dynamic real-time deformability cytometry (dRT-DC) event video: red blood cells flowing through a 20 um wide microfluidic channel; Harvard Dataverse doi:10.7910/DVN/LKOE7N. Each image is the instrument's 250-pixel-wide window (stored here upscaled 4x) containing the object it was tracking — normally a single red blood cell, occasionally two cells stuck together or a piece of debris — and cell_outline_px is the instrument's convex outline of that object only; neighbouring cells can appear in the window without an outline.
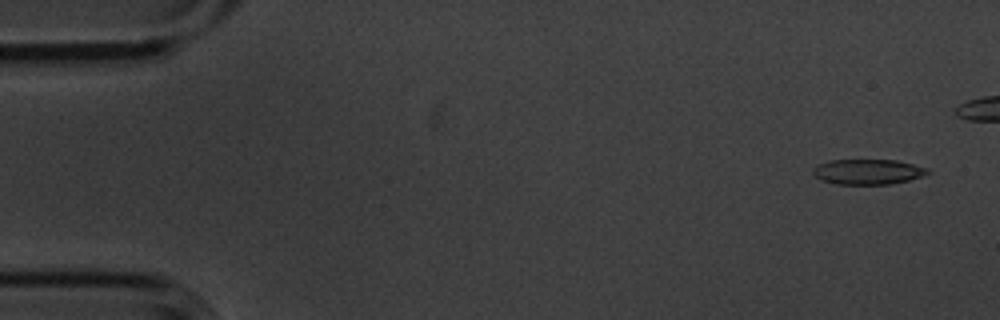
{"species": "common noctule bat (a hibernating species)", "species_latin": "Nyctalus noctula", "temperature_condition": "cold", "stored_images_in_passage": 7, "camera_frame_rate_fps": 3000, "um_per_image_px": 0.085, "animal": {"sex": "male", "body_mass_g": 20.1, "forearm_length_mm": 53.5}, "frame": {"image": 1, "passage_image": 1, "time_ms": 0.0, "image_size_px": [1000, 320], "cell_outline_px": [[932, 172], [924, 176], [908, 180], [888, 184], [836, 184], [820, 180], [812, 172], [812, 168], [828, 160], [896, 160], [928, 168]], "centroid_in_image_um": [73.77, 14.6], "position_along_channel_um": 11.2, "area_um2": 16.88}}
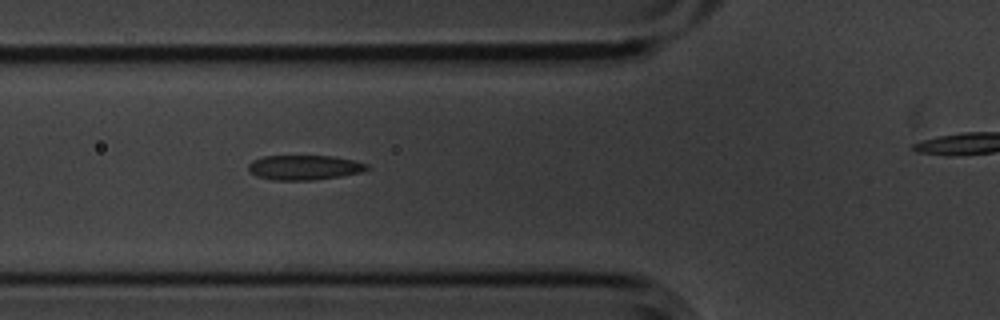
{"frame": {"image": 2, "passage_image": 6, "time_ms": 1.667, "image_size_px": [1000, 320], "cell_outline_px": [[368, 168], [364, 172], [340, 176], [312, 180], [272, 180], [256, 176], [248, 172], [248, 164], [252, 160], [264, 156], [332, 156], [352, 160], [368, 164]], "centroid_in_image_um": [25.83, 14.24], "position_along_channel_um": 100.0, "area_um2": 17.17}}